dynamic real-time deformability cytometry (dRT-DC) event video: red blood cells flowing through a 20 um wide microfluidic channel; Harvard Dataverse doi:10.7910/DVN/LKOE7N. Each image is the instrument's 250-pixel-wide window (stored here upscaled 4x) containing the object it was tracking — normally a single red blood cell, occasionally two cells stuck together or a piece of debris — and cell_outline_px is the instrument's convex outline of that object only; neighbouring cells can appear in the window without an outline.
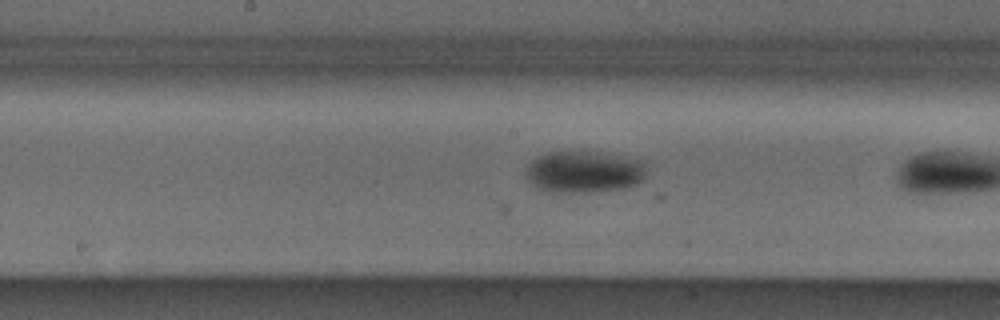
{"species": "Egyptian fruit bat (a non-hibernating species)", "species_latin": "Rousettus aegyptiacus", "temperature_condition": "cold", "stored_images_in_passage": 16, "camera_frame_rate_fps": 3000, "um_per_image_px": 0.085, "animal": {"sex": "male"}, "frame": {"image": 1, "passage_image": 15, "time_ms": 4.667, "image_size_px": [1000, 320], "cell_outline_px": [[648, 160], [644, 180], [636, 184], [624, 188], [588, 192], [552, 192], [540, 188], [532, 184], [528, 180], [524, 172], [528, 164], [532, 160], [548, 152], [588, 152]], "centroid_in_image_um": [49.68, 14.61], "position_along_channel_um": 198.5, "area_um2": 29.36}}